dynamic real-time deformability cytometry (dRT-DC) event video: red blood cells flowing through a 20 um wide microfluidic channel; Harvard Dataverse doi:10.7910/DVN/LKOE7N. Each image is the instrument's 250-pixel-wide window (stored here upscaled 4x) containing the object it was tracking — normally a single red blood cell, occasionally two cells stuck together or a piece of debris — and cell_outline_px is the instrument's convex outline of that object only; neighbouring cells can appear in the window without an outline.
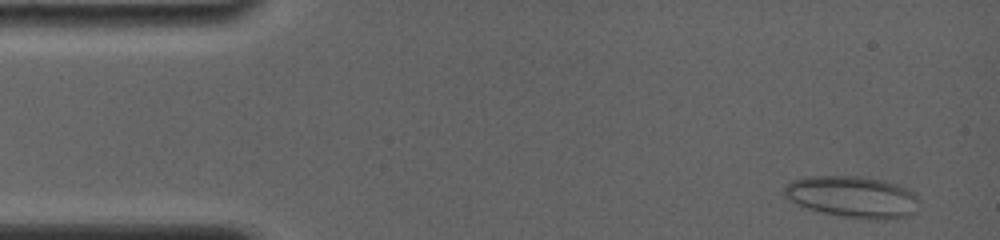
{"species": "common noctule bat (a hibernating species)", "species_latin": "Nyctalus noctula", "temperature_condition": "room temperature", "stored_images_in_passage": 34, "camera_frame_rate_fps": 4000, "um_per_image_px": 0.085, "animal": {"sex": "female", "body_mass_g": 19.0, "forearm_length_mm": 56.7}, "frame": {"image": 1, "passage_image": 2, "time_ms": 0.5, "image_size_px": [1000, 240], "cell_outline_px": [[920, 200], [916, 212], [908, 216], [884, 220], [844, 216], [824, 212], [808, 208], [796, 204], [784, 196], [784, 184], [792, 180], [808, 176], [860, 176], [880, 180], [896, 184], [916, 192]], "centroid_in_image_um": [72.5, 16.72], "position_along_channel_um": 12.5, "area_um2": 32.71}}
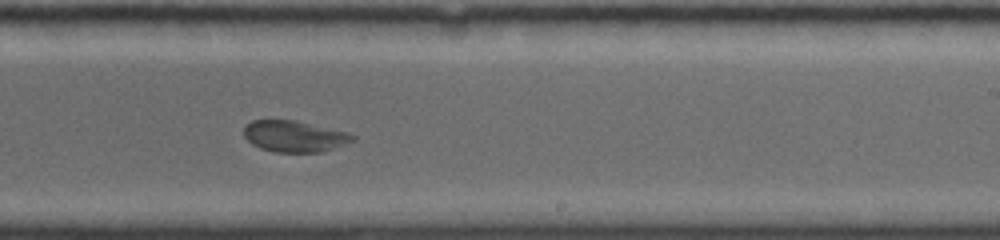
{"frame": {"image": 2, "passage_image": 21, "time_ms": 9.75, "image_size_px": [1000, 240], "cell_outline_px": [[356, 140], [320, 152], [272, 152], [260, 148], [252, 144], [244, 136], [244, 124], [252, 120], [296, 120], [348, 132], [356, 136]], "centroid_in_image_um": [25.01, 11.57], "position_along_channel_um": 264.0, "area_um2": 19.94}}
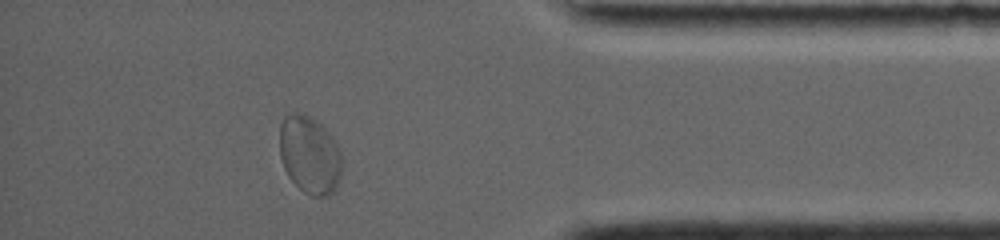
{"frame": {"image": 3, "passage_image": 31, "time_ms": 14.0, "image_size_px": [1000, 240], "cell_outline_px": [[340, 176], [336, 188], [328, 196], [312, 196], [304, 192], [288, 176], [284, 168], [280, 156], [280, 124], [284, 116], [288, 112], [296, 112], [308, 116], [316, 120], [332, 136], [340, 148]], "centroid_in_image_um": [26.3, 13.14], "position_along_channel_um": 408.9, "area_um2": 28.21}}